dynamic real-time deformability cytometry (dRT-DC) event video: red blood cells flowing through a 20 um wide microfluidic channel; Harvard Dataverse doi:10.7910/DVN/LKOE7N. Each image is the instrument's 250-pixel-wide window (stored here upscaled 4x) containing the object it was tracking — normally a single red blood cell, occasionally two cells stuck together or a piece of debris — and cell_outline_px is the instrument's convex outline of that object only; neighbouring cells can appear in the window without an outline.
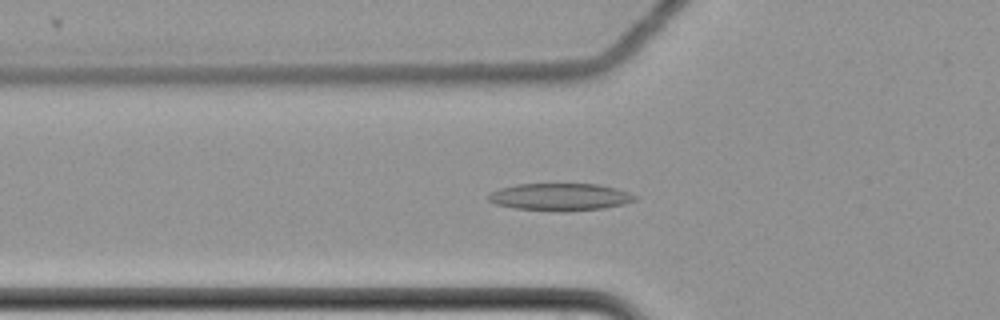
{"species": "common noctule bat (a hibernating species)", "species_latin": "Nyctalus noctula", "temperature_condition": "cold", "stored_images_in_passage": 62, "camera_frame_rate_fps": 3000, "um_per_image_px": 0.085, "animal": {"sex": "female", "body_mass_g": 22.7, "forearm_length_mm": 54.2}, "frame": {"image": 1, "passage_image": 24, "time_ms": 7.667, "image_size_px": [1000, 320], "cell_outline_px": [[640, 196], [636, 200], [624, 204], [604, 208], [564, 212], [560, 212], [516, 208], [496, 204], [488, 200], [488, 196], [492, 192], [500, 188], [516, 184], [600, 184], [616, 188]], "centroid_in_image_um": [47.66, 16.74], "position_along_channel_um": 78.1, "area_um2": 23.47}}
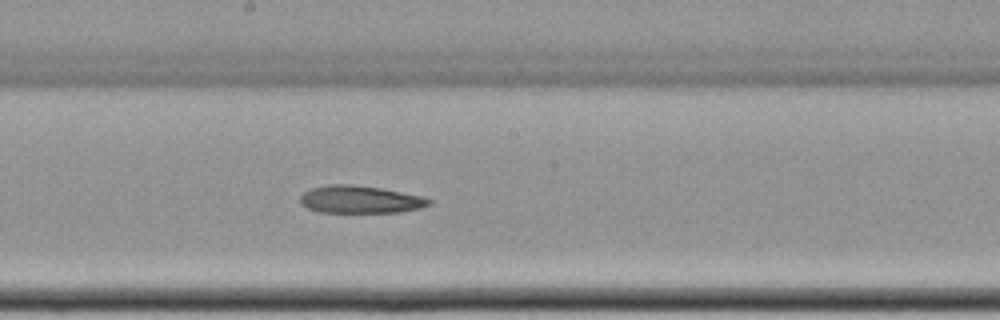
{"frame": {"image": 2, "passage_image": 36, "time_ms": 11.667, "image_size_px": [1000, 320], "cell_outline_px": [[432, 204], [420, 208], [400, 212], [316, 212], [300, 204], [300, 196], [304, 192], [312, 188], [328, 184], [352, 184], [380, 188], [424, 196], [432, 200]], "centroid_in_image_um": [30.62, 16.95], "position_along_channel_um": 217.6, "area_um2": 20.81}}
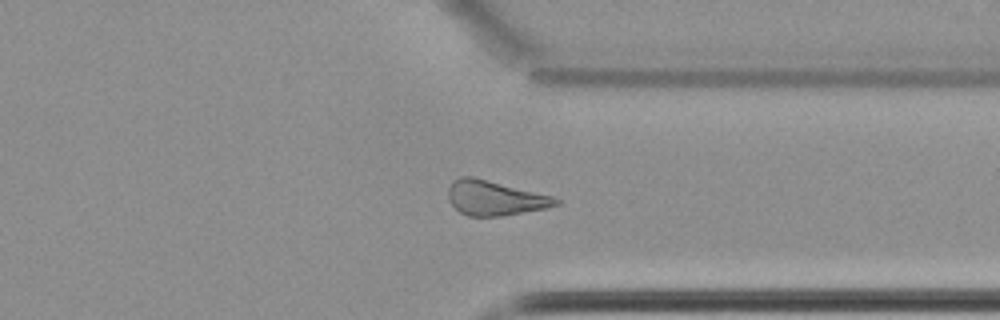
{"frame": {"image": 3, "passage_image": 49, "time_ms": 16.0, "image_size_px": [1000, 320], "cell_outline_px": [[560, 204], [548, 208], [500, 216], [468, 216], [460, 212], [448, 200], [448, 188], [452, 180], [460, 176], [472, 176], [552, 196], [560, 200]], "centroid_in_image_um": [42.04, 16.83], "position_along_channel_um": 369.4, "area_um2": 21.73}, "authors_computed_cell_mechanics": {"area_um2": 23.3801, "velocity_mm_per_s": 3.4974, "shape_relaxation_time_tau1_ms": null, "shape_relaxation_time_tau2_ms": 6.8916, "deformation_change_tau1": null, "deformation_change_tau2": 0.1614}}